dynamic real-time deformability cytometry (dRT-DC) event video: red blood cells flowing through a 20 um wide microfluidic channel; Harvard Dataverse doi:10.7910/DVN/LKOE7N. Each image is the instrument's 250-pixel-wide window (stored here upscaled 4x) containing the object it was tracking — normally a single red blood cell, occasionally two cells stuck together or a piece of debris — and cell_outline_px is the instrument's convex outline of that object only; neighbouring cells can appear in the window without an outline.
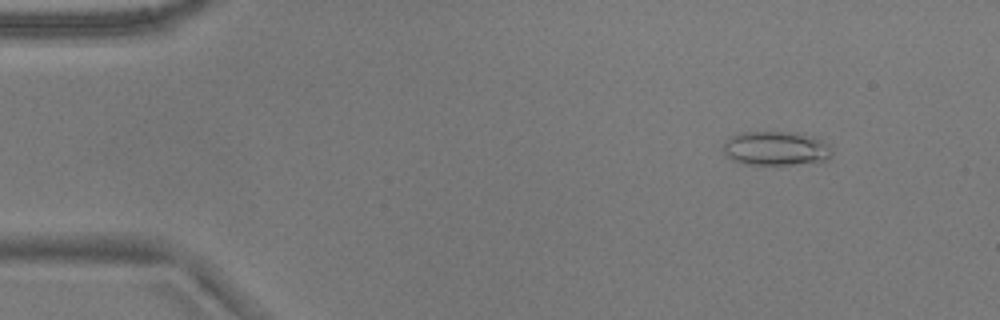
{"species": "common noctule bat (a hibernating species)", "species_latin": "Nyctalus noctula", "temperature_condition": "warm", "stored_images_in_passage": 53, "camera_frame_rate_fps": 3000, "um_per_image_px": 0.085, "animal": {"sex": "male", "body_mass_g": 17.9}, "frame": {"image": 1, "passage_image": 6, "time_ms": 1.667, "image_size_px": [1000, 320], "cell_outline_px": [[832, 156], [828, 160], [792, 164], [744, 164], [732, 160], [724, 156], [724, 140], [736, 132], [796, 132], [816, 136], [828, 144], [832, 152]], "centroid_in_image_um": [65.93, 12.59], "position_along_channel_um": 19.1, "area_um2": 21.96}}
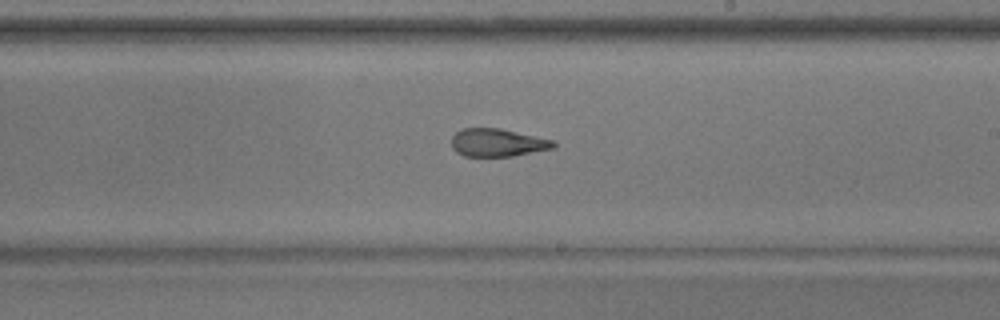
{"frame": {"image": 2, "passage_image": 31, "time_ms": 10.0, "image_size_px": [1000, 320], "cell_outline_px": [[556, 148], [512, 156], [464, 156], [456, 152], [452, 148], [452, 136], [456, 132], [464, 128], [500, 128], [552, 140], [556, 144]], "centroid_in_image_um": [42.28, 12.13], "position_along_channel_um": 246.7, "area_um2": 16.53}}
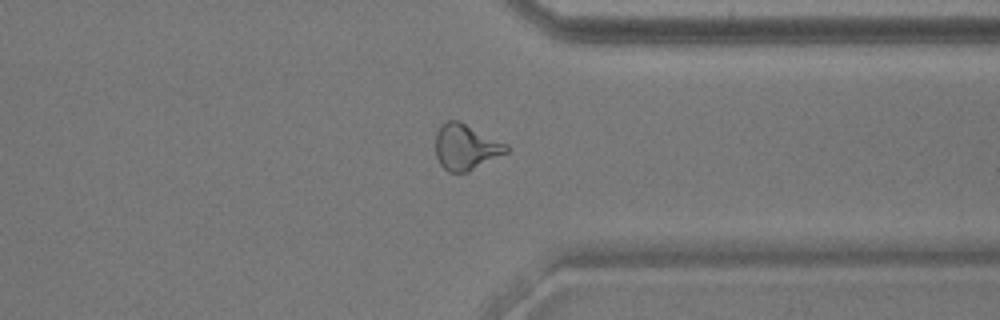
{"frame": {"image": 3, "passage_image": 41, "time_ms": 13.333, "image_size_px": [1000, 320], "cell_outline_px": [[508, 152], [468, 172], [448, 172], [440, 164], [436, 156], [436, 132], [440, 124], [448, 120], [460, 120], [508, 144]], "centroid_in_image_um": [39.59, 12.48], "position_along_channel_um": 371.8, "area_um2": 19.07}, "authors_computed_cell_mechanics": {"area_um2": 19.074, "velocity_mm_per_s": 3.8121, "shape_relaxation_time_tau1_ms": null, "shape_relaxation_time_tau2_ms": 2.2466, "deformation_change_tau1": null, "deformation_change_tau2": 0.1201}}